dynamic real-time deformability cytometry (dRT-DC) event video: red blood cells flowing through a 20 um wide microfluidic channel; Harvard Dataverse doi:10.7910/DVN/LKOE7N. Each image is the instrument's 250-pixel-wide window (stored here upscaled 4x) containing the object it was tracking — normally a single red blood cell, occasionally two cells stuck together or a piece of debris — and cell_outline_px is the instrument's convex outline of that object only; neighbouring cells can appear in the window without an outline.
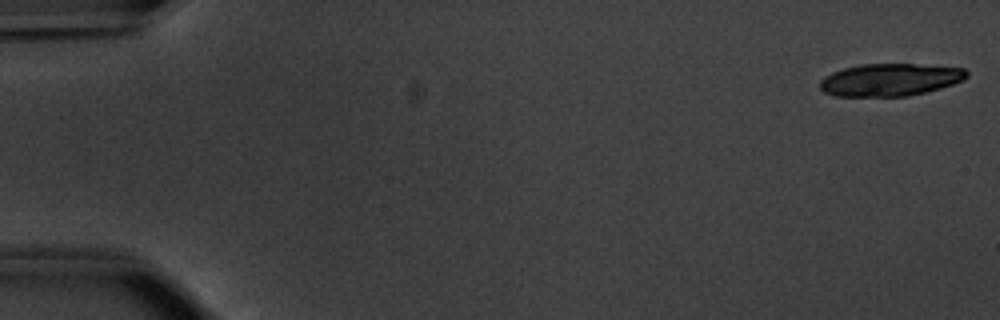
{"species": "common noctule bat (a hibernating species)", "species_latin": "Nyctalus noctula", "temperature_condition": "warm", "stored_images_in_passage": 18, "camera_frame_rate_fps": 3000, "um_per_image_px": 0.085, "animal": {"sex": "male", "body_mass_g": 20.1, "forearm_length_mm": 53.5}, "frame": {"image": 1, "passage_image": 1, "time_ms": 0.0, "image_size_px": [1000, 320], "cell_outline_px": [[968, 76], [964, 80], [940, 88], [908, 96], [836, 96], [824, 92], [820, 88], [820, 80], [824, 76], [832, 72], [844, 68], [860, 64], [912, 64], [964, 68], [968, 72]], "centroid_in_image_um": [75.64, 6.78], "position_along_channel_um": 9.4, "area_um2": 27.69}}